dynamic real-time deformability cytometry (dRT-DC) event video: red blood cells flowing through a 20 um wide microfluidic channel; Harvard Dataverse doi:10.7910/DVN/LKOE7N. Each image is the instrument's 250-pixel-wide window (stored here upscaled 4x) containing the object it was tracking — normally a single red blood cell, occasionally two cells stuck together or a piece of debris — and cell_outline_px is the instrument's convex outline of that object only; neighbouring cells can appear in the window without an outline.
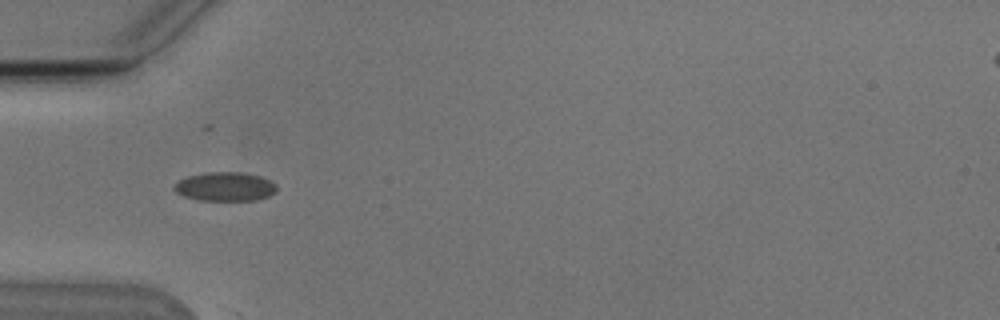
{"species": "Egyptian fruit bat (a non-hibernating species)", "species_latin": "Rousettus aegyptiacus", "temperature_condition": "cold", "stored_images_in_passage": 9, "camera_frame_rate_fps": 3000, "um_per_image_px": 0.085, "animal": {"sex": "male"}, "frame": {"image": 1, "passage_image": 4, "time_ms": 4.333, "image_size_px": [1000, 320], "cell_outline_px": [[276, 192], [268, 196], [256, 200], [200, 200], [184, 196], [176, 192], [172, 188], [180, 180], [188, 176], [204, 172], [240, 172], [260, 176], [276, 184]], "centroid_in_image_um": [19.13, 15.86], "position_along_channel_um": 65.9, "area_um2": 17.17}}
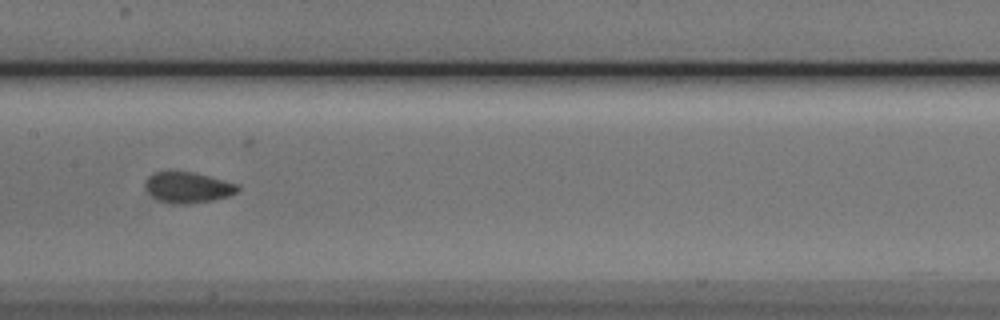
{"frame": {"image": 2, "passage_image": 7, "time_ms": 7.667, "image_size_px": [1000, 320], "cell_outline_px": [[240, 188], [236, 192], [228, 196], [212, 200], [188, 204], [168, 204], [156, 200], [144, 188], [144, 180], [152, 172], [192, 172], [208, 176], [236, 184]], "centroid_in_image_um": [15.88, 15.95], "position_along_channel_um": 191.5, "area_um2": 16.65}}
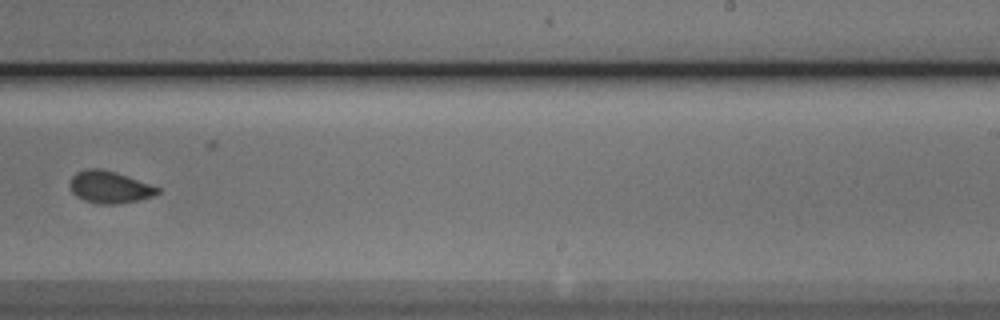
{"frame": {"image": 3, "passage_image": 9, "time_ms": 10.0, "image_size_px": [1000, 320], "cell_outline_px": [[160, 192], [152, 196], [136, 200], [116, 204], [100, 204], [84, 200], [76, 196], [72, 192], [72, 176], [76, 172], [88, 168], [100, 168], [116, 172], [160, 188]], "centroid_in_image_um": [9.31, 15.9], "position_along_channel_um": 279.7, "area_um2": 16.07}}